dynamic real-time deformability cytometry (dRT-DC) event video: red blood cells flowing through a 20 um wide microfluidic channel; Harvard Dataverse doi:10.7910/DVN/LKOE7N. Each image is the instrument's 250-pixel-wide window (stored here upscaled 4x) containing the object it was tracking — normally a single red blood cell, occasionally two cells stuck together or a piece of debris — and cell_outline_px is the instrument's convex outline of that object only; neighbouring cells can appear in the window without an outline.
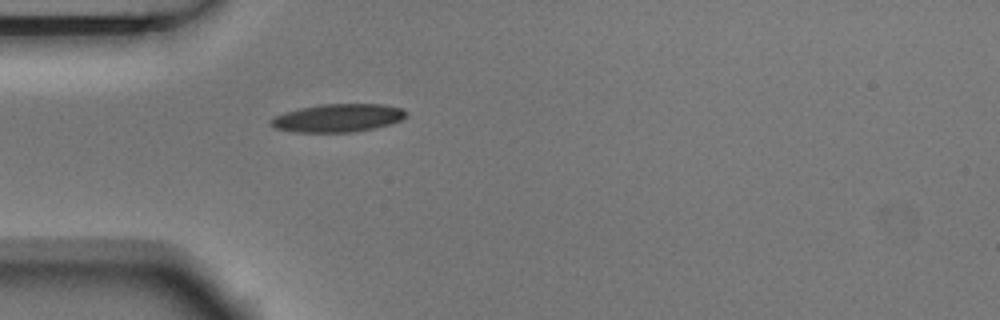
{"species": "Egyptian fruit bat (a non-hibernating species)", "species_latin": "Rousettus aegyptiacus", "temperature_condition": "room temperature", "stored_images_in_passage": 1, "camera_frame_rate_fps": 3000, "um_per_image_px": 0.085, "animal": {"sex": "male"}, "frame": {"image": 1, "passage_image": 1, "time_ms": 0.0, "image_size_px": [1000, 320], "cell_outline_px": [[408, 116], [400, 120], [388, 124], [356, 132], [292, 132], [276, 128], [268, 124], [268, 120], [276, 116], [300, 108], [320, 104], [384, 104], [404, 108], [408, 112]], "centroid_in_image_um": [28.74, 10.02], "position_along_channel_um": 56.3, "area_um2": 22.2}}